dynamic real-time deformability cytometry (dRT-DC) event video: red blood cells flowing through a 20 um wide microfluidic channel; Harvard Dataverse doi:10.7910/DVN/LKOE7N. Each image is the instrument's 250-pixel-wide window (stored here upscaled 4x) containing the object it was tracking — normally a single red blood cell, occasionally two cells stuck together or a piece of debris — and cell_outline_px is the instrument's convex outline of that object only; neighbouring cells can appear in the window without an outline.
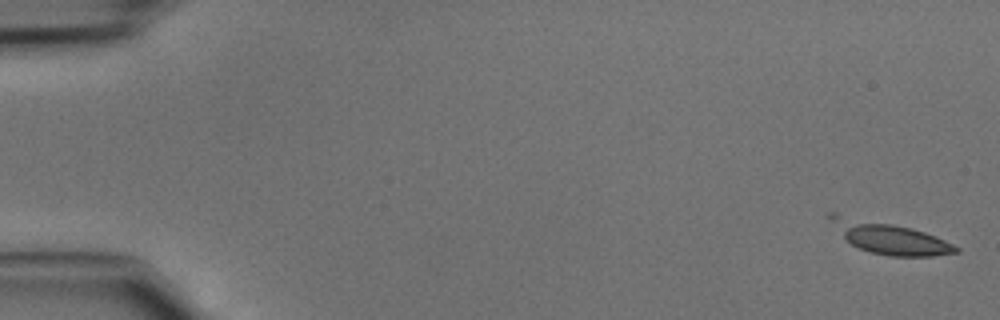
{"species": "common noctule bat (a hibernating species)", "species_latin": "Nyctalus noctula", "temperature_condition": "cold", "stored_images_in_passage": 32, "camera_frame_rate_fps": 3000, "um_per_image_px": 0.085, "animal": {"sex": "male", "body_mass_g": 15.6}, "frame": {"image": 1, "passage_image": 1, "time_ms": 0.0, "image_size_px": [1000, 320], "cell_outline_px": [[960, 252], [932, 256], [888, 256], [868, 252], [852, 244], [844, 236], [824, 212], [836, 212], [912, 228], [936, 236], [960, 248]], "centroid_in_image_um": [75.6, 20.19], "position_along_channel_um": 9.4, "area_um2": 23.0}}
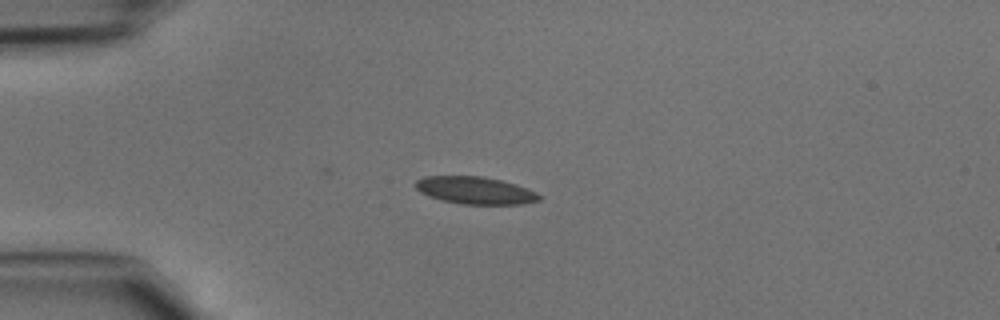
{"frame": {"image": 2, "passage_image": 12, "time_ms": 3.667, "image_size_px": [1000, 320], "cell_outline_px": [[544, 196], [540, 200], [524, 204], [464, 204], [440, 200], [428, 196], [420, 192], [416, 188], [416, 180], [424, 176], [484, 176], [516, 184], [536, 192]], "centroid_in_image_um": [40.41, 16.18], "position_along_channel_um": 44.6, "area_um2": 19.83}}
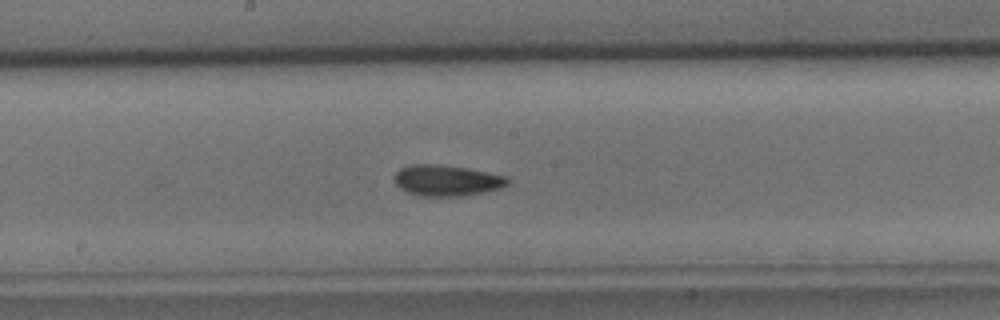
{"frame": {"image": 3, "passage_image": 25, "time_ms": 8.0, "image_size_px": [1000, 320], "cell_outline_px": [[508, 184], [500, 188], [484, 192], [464, 196], [420, 196], [408, 192], [400, 188], [396, 184], [396, 172], [400, 168], [412, 164], [436, 164], [468, 168], [508, 176]], "centroid_in_image_um": [37.99, 15.34], "position_along_channel_um": 210.2, "area_um2": 20.4}}